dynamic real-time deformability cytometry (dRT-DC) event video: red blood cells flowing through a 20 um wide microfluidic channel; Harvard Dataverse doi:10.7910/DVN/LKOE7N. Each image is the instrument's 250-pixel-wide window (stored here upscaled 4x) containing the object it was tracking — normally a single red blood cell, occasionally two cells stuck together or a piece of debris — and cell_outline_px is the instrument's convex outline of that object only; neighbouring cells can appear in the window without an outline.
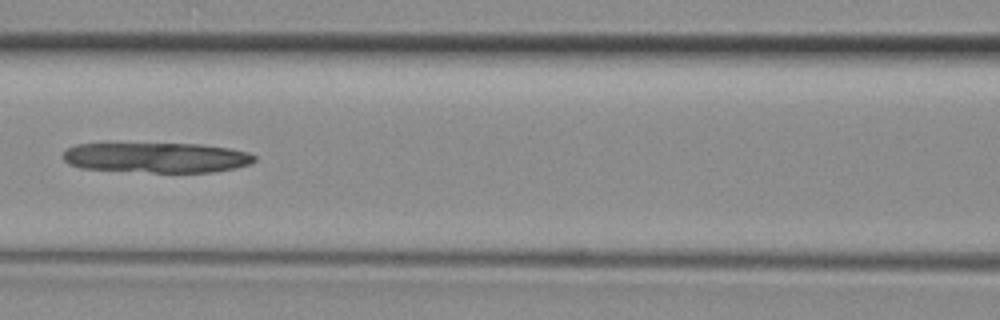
{"species": "common noctule bat (a hibernating species)", "species_latin": "Nyctalus noctula", "temperature_condition": "room temperature", "stored_images_in_passage": 24, "camera_frame_rate_fps": 3000, "um_per_image_px": 0.085, "animal": {"sex": "female", "body_mass_g": 29.2, "forearm_length_mm": 56.3}, "frame": {"image": 1, "passage_image": 8, "time_ms": 2.333, "image_size_px": [1000, 320], "cell_outline_px": [[256, 160], [248, 164], [236, 168], [212, 172], [152, 172], [80, 168], [68, 164], [64, 160], [64, 152], [68, 148], [76, 144], [200, 144], [228, 148], [248, 152], [256, 156]], "centroid_in_image_um": [13.32, 13.4], "position_along_channel_um": 153.3, "area_um2": 33.41}}
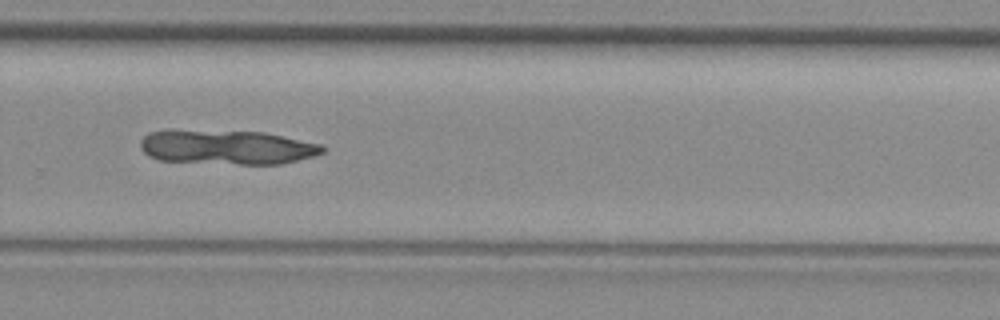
{"frame": {"image": 2, "passage_image": 18, "time_ms": 5.667, "image_size_px": [1000, 320], "cell_outline_px": [[324, 152], [312, 156], [280, 164], [240, 164], [160, 160], [148, 156], [140, 148], [140, 140], [148, 132], [264, 132], [320, 144], [324, 148]], "centroid_in_image_um": [19.31, 12.54], "position_along_channel_um": 310.5, "area_um2": 35.32}}
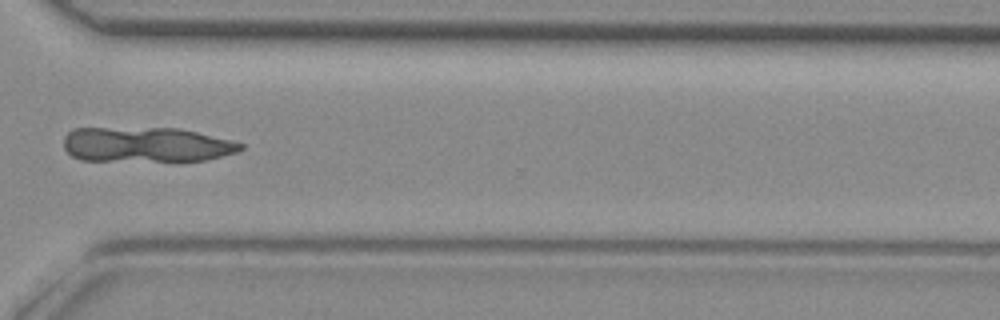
{"frame": {"image": 3, "passage_image": 21, "time_ms": 6.667, "image_size_px": [1000, 320], "cell_outline_px": [[244, 148], [236, 152], [204, 160], [80, 160], [72, 156], [64, 148], [64, 136], [72, 128], [180, 128], [232, 140], [244, 144]], "centroid_in_image_um": [12.41, 12.28], "position_along_channel_um": 358.2, "area_um2": 35.84}}